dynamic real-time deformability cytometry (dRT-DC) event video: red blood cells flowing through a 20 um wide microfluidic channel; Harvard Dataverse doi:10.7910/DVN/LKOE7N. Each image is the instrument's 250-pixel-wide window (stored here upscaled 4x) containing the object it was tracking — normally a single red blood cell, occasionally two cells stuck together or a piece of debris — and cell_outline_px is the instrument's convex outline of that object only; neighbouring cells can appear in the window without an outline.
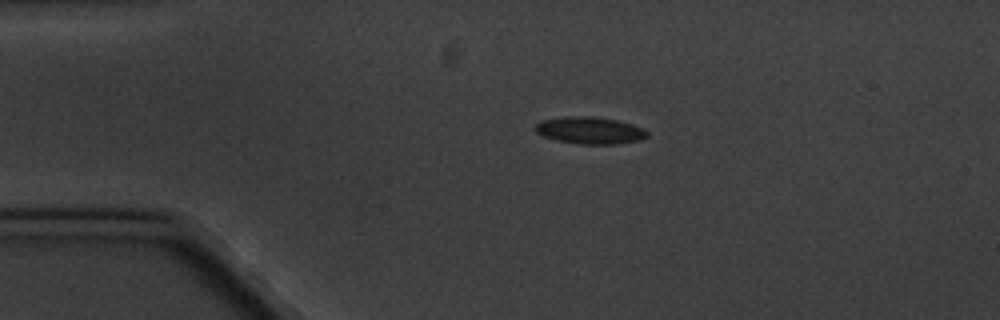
{"species": "common noctule bat (a hibernating species)", "species_latin": "Nyctalus noctula", "temperature_condition": "cold", "stored_images_in_passage": 9, "camera_frame_rate_fps": 3000, "um_per_image_px": 0.085, "animal": {"sex": "male", "body_mass_g": 20.1, "forearm_length_mm": 53.5}, "frame": {"image": 1, "passage_image": 3, "time_ms": 2.333, "image_size_px": [1000, 320], "cell_outline_px": [[648, 136], [640, 140], [616, 144], [580, 144], [556, 140], [544, 136], [536, 132], [532, 128], [540, 120], [564, 116], [592, 116], [616, 120], [632, 124], [644, 128], [648, 132]], "centroid_in_image_um": [50.12, 11.07], "position_along_channel_um": 34.9, "area_um2": 17.8}}